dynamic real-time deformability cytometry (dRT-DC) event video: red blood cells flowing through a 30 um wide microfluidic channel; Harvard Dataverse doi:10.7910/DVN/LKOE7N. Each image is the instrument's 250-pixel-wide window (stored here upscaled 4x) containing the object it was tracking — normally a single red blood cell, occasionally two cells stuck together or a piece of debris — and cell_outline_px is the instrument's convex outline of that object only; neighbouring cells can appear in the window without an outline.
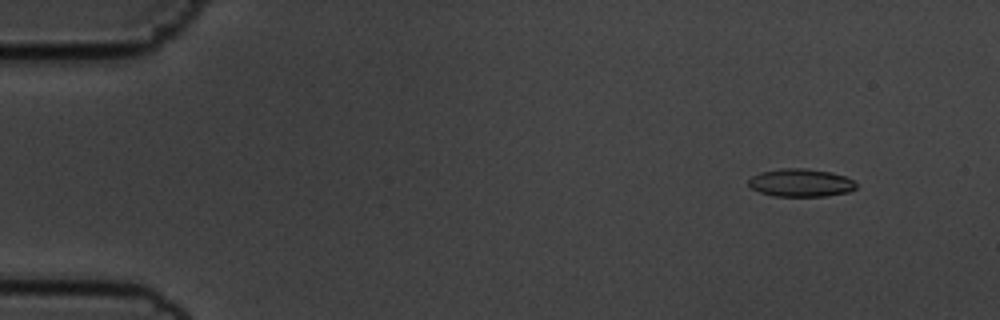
{"species": "common noctule bat (a hibernating species)", "species_latin": "Nyctalus noctula", "temperature_condition": "cold", "stored_images_in_passage": 53, "camera_frame_rate_fps": 3000, "um_per_image_px": 0.085, "animal": {"sex": "male", "body_mass_g": 19.5, "forearm_length_mm": 54.6}, "frame": {"image": 1, "passage_image": 3, "time_ms": 0.667, "image_size_px": [1000, 320], "cell_outline_px": [[856, 188], [848, 192], [824, 196], [772, 196], [760, 192], [752, 188], [748, 184], [748, 180], [752, 176], [760, 172], [780, 168], [804, 168], [832, 172], [844, 176], [852, 180], [856, 184]], "centroid_in_image_um": [68.04, 15.53], "position_along_channel_um": 17.0, "area_um2": 17.51}}
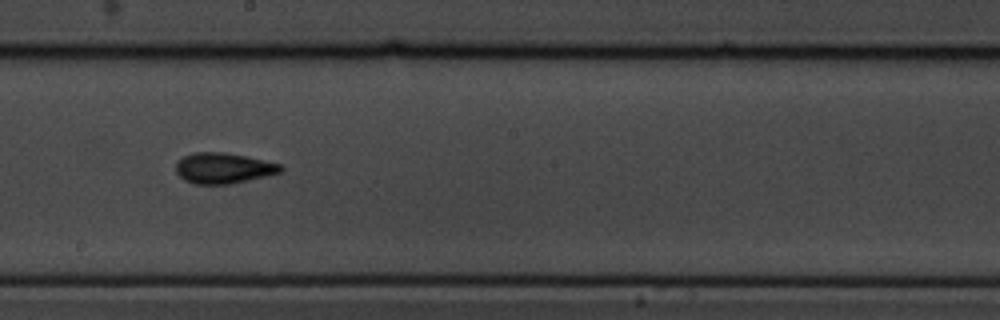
{"frame": {"image": 2, "passage_image": 29, "time_ms": 9.333, "image_size_px": [1000, 320], "cell_outline_px": [[284, 168], [280, 172], [268, 176], [232, 184], [196, 184], [184, 180], [176, 172], [176, 164], [184, 156], [196, 152], [224, 152], [244, 156], [280, 164]], "centroid_in_image_um": [19.0, 14.3], "position_along_channel_um": 229.2, "area_um2": 18.61}}
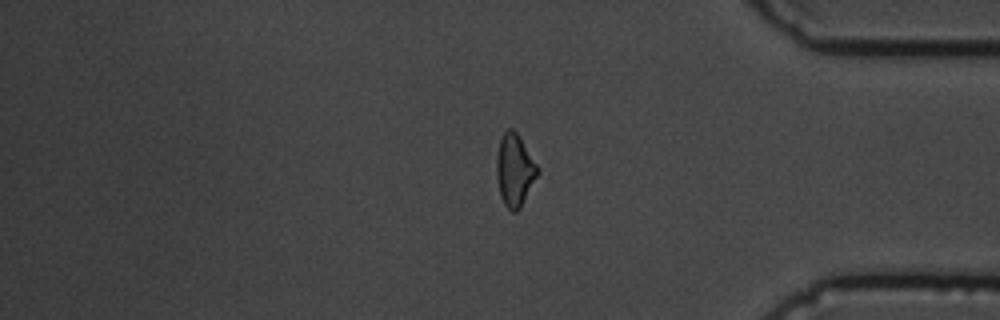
{"frame": {"image": 3, "passage_image": 44, "time_ms": 14.333, "image_size_px": [1000, 320], "cell_outline_px": [[540, 172], [520, 208], [516, 212], [512, 212], [504, 204], [500, 196], [496, 176], [496, 160], [500, 140], [504, 132], [508, 128], [512, 128], [516, 132], [540, 168]], "centroid_in_image_um": [43.75, 14.48], "position_along_channel_um": 391.4, "area_um2": 17.34}}